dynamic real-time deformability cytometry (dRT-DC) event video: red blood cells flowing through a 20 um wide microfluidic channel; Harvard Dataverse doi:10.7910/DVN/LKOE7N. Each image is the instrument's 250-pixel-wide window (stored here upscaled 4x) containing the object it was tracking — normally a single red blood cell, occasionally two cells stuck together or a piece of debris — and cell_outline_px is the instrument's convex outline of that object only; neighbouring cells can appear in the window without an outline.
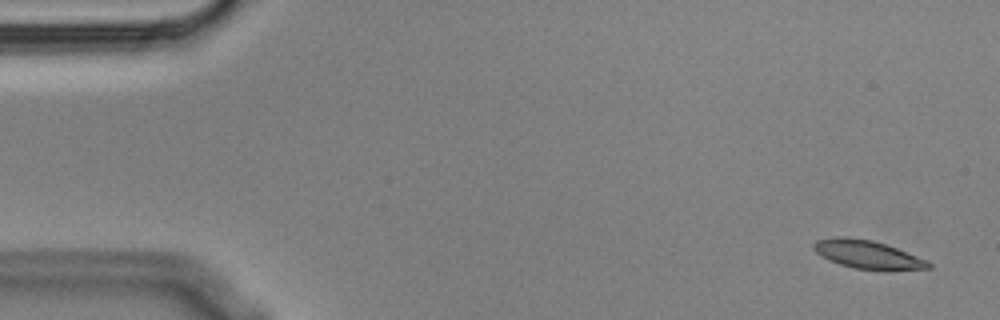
{"species": "Egyptian fruit bat (a non-hibernating species)", "species_latin": "Rousettus aegyptiacus", "temperature_condition": "cold", "stored_images_in_passage": 4, "camera_frame_rate_fps": 3000, "um_per_image_px": 0.085, "animal": {"sex": "male"}, "frame": {"image": 1, "passage_image": 1, "time_ms": 0.0, "image_size_px": [1000, 320], "cell_outline_px": [[932, 268], [888, 272], [856, 268], [840, 264], [828, 260], [816, 252], [812, 248], [812, 244], [816, 240], [836, 236], [844, 236], [872, 240], [896, 248], [928, 260], [932, 264]], "centroid_in_image_um": [73.78, 21.66], "position_along_channel_um": 11.2, "area_um2": 19.36}}
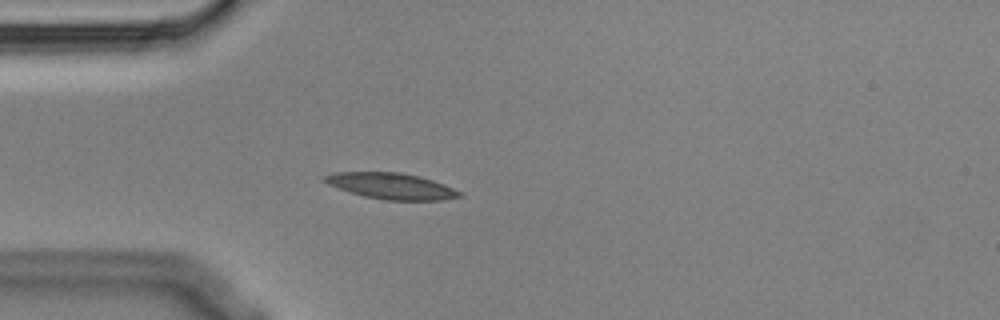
{"frame": {"image": 2, "passage_image": 4, "time_ms": 1.0, "image_size_px": [1000, 320], "cell_outline_px": [[464, 196], [440, 200], [384, 200], [364, 196], [348, 192], [328, 184], [324, 180], [324, 176], [336, 172], [400, 172], [420, 176], [444, 184], [464, 192]], "centroid_in_image_um": [33.31, 15.81], "position_along_channel_um": 51.7, "area_um2": 20.58}}